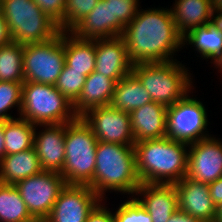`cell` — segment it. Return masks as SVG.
<instances>
[{"instance_id":"1","label":"cell","mask_w":222,"mask_h":222,"mask_svg":"<svg viewBox=\"0 0 222 222\" xmlns=\"http://www.w3.org/2000/svg\"><path fill=\"white\" fill-rule=\"evenodd\" d=\"M121 37L133 65L177 60L173 55L183 47V36L168 8H139Z\"/></svg>"},{"instance_id":"2","label":"cell","mask_w":222,"mask_h":222,"mask_svg":"<svg viewBox=\"0 0 222 222\" xmlns=\"http://www.w3.org/2000/svg\"><path fill=\"white\" fill-rule=\"evenodd\" d=\"M189 144L164 137L134 144L141 183L174 184L187 175Z\"/></svg>"},{"instance_id":"3","label":"cell","mask_w":222,"mask_h":222,"mask_svg":"<svg viewBox=\"0 0 222 222\" xmlns=\"http://www.w3.org/2000/svg\"><path fill=\"white\" fill-rule=\"evenodd\" d=\"M140 184L134 146L98 141L92 190L105 200L110 190L134 196Z\"/></svg>"},{"instance_id":"4","label":"cell","mask_w":222,"mask_h":222,"mask_svg":"<svg viewBox=\"0 0 222 222\" xmlns=\"http://www.w3.org/2000/svg\"><path fill=\"white\" fill-rule=\"evenodd\" d=\"M189 70L172 60L163 63H142L132 66V73L149 92L153 102L172 106L191 92L193 81Z\"/></svg>"},{"instance_id":"5","label":"cell","mask_w":222,"mask_h":222,"mask_svg":"<svg viewBox=\"0 0 222 222\" xmlns=\"http://www.w3.org/2000/svg\"><path fill=\"white\" fill-rule=\"evenodd\" d=\"M97 142L91 128L81 117L66 123L65 162L60 173L66 185L92 186Z\"/></svg>"},{"instance_id":"6","label":"cell","mask_w":222,"mask_h":222,"mask_svg":"<svg viewBox=\"0 0 222 222\" xmlns=\"http://www.w3.org/2000/svg\"><path fill=\"white\" fill-rule=\"evenodd\" d=\"M19 117L35 125L64 124L78 118L73 104L54 85L24 82Z\"/></svg>"},{"instance_id":"7","label":"cell","mask_w":222,"mask_h":222,"mask_svg":"<svg viewBox=\"0 0 222 222\" xmlns=\"http://www.w3.org/2000/svg\"><path fill=\"white\" fill-rule=\"evenodd\" d=\"M3 16L11 41L18 44L49 41L61 32L34 0H4Z\"/></svg>"},{"instance_id":"8","label":"cell","mask_w":222,"mask_h":222,"mask_svg":"<svg viewBox=\"0 0 222 222\" xmlns=\"http://www.w3.org/2000/svg\"><path fill=\"white\" fill-rule=\"evenodd\" d=\"M65 65L64 32L49 41L24 44L25 82L55 85Z\"/></svg>"},{"instance_id":"9","label":"cell","mask_w":222,"mask_h":222,"mask_svg":"<svg viewBox=\"0 0 222 222\" xmlns=\"http://www.w3.org/2000/svg\"><path fill=\"white\" fill-rule=\"evenodd\" d=\"M206 108L203 103L188 94L167 107V137L185 143L197 142L211 135Z\"/></svg>"},{"instance_id":"10","label":"cell","mask_w":222,"mask_h":222,"mask_svg":"<svg viewBox=\"0 0 222 222\" xmlns=\"http://www.w3.org/2000/svg\"><path fill=\"white\" fill-rule=\"evenodd\" d=\"M66 182L60 173L42 171L15 184L32 216H49Z\"/></svg>"},{"instance_id":"11","label":"cell","mask_w":222,"mask_h":222,"mask_svg":"<svg viewBox=\"0 0 222 222\" xmlns=\"http://www.w3.org/2000/svg\"><path fill=\"white\" fill-rule=\"evenodd\" d=\"M81 118L91 128L98 141L134 146L130 113L106 105L89 110Z\"/></svg>"},{"instance_id":"12","label":"cell","mask_w":222,"mask_h":222,"mask_svg":"<svg viewBox=\"0 0 222 222\" xmlns=\"http://www.w3.org/2000/svg\"><path fill=\"white\" fill-rule=\"evenodd\" d=\"M101 201L88 185H66L48 217L51 222H85Z\"/></svg>"},{"instance_id":"13","label":"cell","mask_w":222,"mask_h":222,"mask_svg":"<svg viewBox=\"0 0 222 222\" xmlns=\"http://www.w3.org/2000/svg\"><path fill=\"white\" fill-rule=\"evenodd\" d=\"M222 176V141L207 137L189 144L186 177L209 184Z\"/></svg>"},{"instance_id":"14","label":"cell","mask_w":222,"mask_h":222,"mask_svg":"<svg viewBox=\"0 0 222 222\" xmlns=\"http://www.w3.org/2000/svg\"><path fill=\"white\" fill-rule=\"evenodd\" d=\"M178 194L179 210L203 222H215L217 207L209 193V185L182 178L174 183Z\"/></svg>"},{"instance_id":"15","label":"cell","mask_w":222,"mask_h":222,"mask_svg":"<svg viewBox=\"0 0 222 222\" xmlns=\"http://www.w3.org/2000/svg\"><path fill=\"white\" fill-rule=\"evenodd\" d=\"M39 126L44 129L37 133L35 128L33 147L42 170L61 173L65 162L66 123Z\"/></svg>"},{"instance_id":"16","label":"cell","mask_w":222,"mask_h":222,"mask_svg":"<svg viewBox=\"0 0 222 222\" xmlns=\"http://www.w3.org/2000/svg\"><path fill=\"white\" fill-rule=\"evenodd\" d=\"M95 72L113 79L116 83L132 72L124 39L120 37L96 39Z\"/></svg>"},{"instance_id":"17","label":"cell","mask_w":222,"mask_h":222,"mask_svg":"<svg viewBox=\"0 0 222 222\" xmlns=\"http://www.w3.org/2000/svg\"><path fill=\"white\" fill-rule=\"evenodd\" d=\"M135 195L141 196L135 198L151 215L152 222H167L179 209L174 184L141 183Z\"/></svg>"},{"instance_id":"18","label":"cell","mask_w":222,"mask_h":222,"mask_svg":"<svg viewBox=\"0 0 222 222\" xmlns=\"http://www.w3.org/2000/svg\"><path fill=\"white\" fill-rule=\"evenodd\" d=\"M130 119L135 143L167 137V107L163 104L147 103L133 110Z\"/></svg>"},{"instance_id":"19","label":"cell","mask_w":222,"mask_h":222,"mask_svg":"<svg viewBox=\"0 0 222 222\" xmlns=\"http://www.w3.org/2000/svg\"><path fill=\"white\" fill-rule=\"evenodd\" d=\"M116 82L103 74L93 71L86 77L78 100L73 104L78 117L93 108L110 105Z\"/></svg>"},{"instance_id":"20","label":"cell","mask_w":222,"mask_h":222,"mask_svg":"<svg viewBox=\"0 0 222 222\" xmlns=\"http://www.w3.org/2000/svg\"><path fill=\"white\" fill-rule=\"evenodd\" d=\"M40 160L34 147L5 155L0 161V183L15 185L20 180L42 172Z\"/></svg>"},{"instance_id":"21","label":"cell","mask_w":222,"mask_h":222,"mask_svg":"<svg viewBox=\"0 0 222 222\" xmlns=\"http://www.w3.org/2000/svg\"><path fill=\"white\" fill-rule=\"evenodd\" d=\"M170 10L177 30L182 36L193 28L210 23L212 12L210 0H175Z\"/></svg>"},{"instance_id":"22","label":"cell","mask_w":222,"mask_h":222,"mask_svg":"<svg viewBox=\"0 0 222 222\" xmlns=\"http://www.w3.org/2000/svg\"><path fill=\"white\" fill-rule=\"evenodd\" d=\"M95 47L96 40H84L64 32L65 64L84 76L90 75L95 71Z\"/></svg>"},{"instance_id":"23","label":"cell","mask_w":222,"mask_h":222,"mask_svg":"<svg viewBox=\"0 0 222 222\" xmlns=\"http://www.w3.org/2000/svg\"><path fill=\"white\" fill-rule=\"evenodd\" d=\"M70 33L84 40L111 38L110 2L99 0L93 10Z\"/></svg>"},{"instance_id":"24","label":"cell","mask_w":222,"mask_h":222,"mask_svg":"<svg viewBox=\"0 0 222 222\" xmlns=\"http://www.w3.org/2000/svg\"><path fill=\"white\" fill-rule=\"evenodd\" d=\"M150 102L152 99L149 92L131 72L116 83L110 105L120 111L131 113Z\"/></svg>"},{"instance_id":"25","label":"cell","mask_w":222,"mask_h":222,"mask_svg":"<svg viewBox=\"0 0 222 222\" xmlns=\"http://www.w3.org/2000/svg\"><path fill=\"white\" fill-rule=\"evenodd\" d=\"M191 44L203 59H211L213 63L222 53V32L210 23L193 28L183 36V46Z\"/></svg>"},{"instance_id":"26","label":"cell","mask_w":222,"mask_h":222,"mask_svg":"<svg viewBox=\"0 0 222 222\" xmlns=\"http://www.w3.org/2000/svg\"><path fill=\"white\" fill-rule=\"evenodd\" d=\"M39 125L22 118L4 121L5 155L31 149L34 143V131Z\"/></svg>"},{"instance_id":"27","label":"cell","mask_w":222,"mask_h":222,"mask_svg":"<svg viewBox=\"0 0 222 222\" xmlns=\"http://www.w3.org/2000/svg\"><path fill=\"white\" fill-rule=\"evenodd\" d=\"M23 44L10 41L0 46V81L24 83Z\"/></svg>"},{"instance_id":"28","label":"cell","mask_w":222,"mask_h":222,"mask_svg":"<svg viewBox=\"0 0 222 222\" xmlns=\"http://www.w3.org/2000/svg\"><path fill=\"white\" fill-rule=\"evenodd\" d=\"M31 216L15 185L0 183V222H23Z\"/></svg>"},{"instance_id":"29","label":"cell","mask_w":222,"mask_h":222,"mask_svg":"<svg viewBox=\"0 0 222 222\" xmlns=\"http://www.w3.org/2000/svg\"><path fill=\"white\" fill-rule=\"evenodd\" d=\"M110 2L111 38L120 37L124 28L136 16L139 0H106Z\"/></svg>"},{"instance_id":"30","label":"cell","mask_w":222,"mask_h":222,"mask_svg":"<svg viewBox=\"0 0 222 222\" xmlns=\"http://www.w3.org/2000/svg\"><path fill=\"white\" fill-rule=\"evenodd\" d=\"M86 77L87 76L82 75V72L71 70V68L65 64L54 86L74 104L80 96Z\"/></svg>"},{"instance_id":"31","label":"cell","mask_w":222,"mask_h":222,"mask_svg":"<svg viewBox=\"0 0 222 222\" xmlns=\"http://www.w3.org/2000/svg\"><path fill=\"white\" fill-rule=\"evenodd\" d=\"M99 0H65L63 22L58 26L62 32H70L96 6Z\"/></svg>"},{"instance_id":"32","label":"cell","mask_w":222,"mask_h":222,"mask_svg":"<svg viewBox=\"0 0 222 222\" xmlns=\"http://www.w3.org/2000/svg\"><path fill=\"white\" fill-rule=\"evenodd\" d=\"M22 85L19 82H2L0 81V120H10L14 117L8 113L10 109L18 107L21 110Z\"/></svg>"},{"instance_id":"33","label":"cell","mask_w":222,"mask_h":222,"mask_svg":"<svg viewBox=\"0 0 222 222\" xmlns=\"http://www.w3.org/2000/svg\"><path fill=\"white\" fill-rule=\"evenodd\" d=\"M113 216L115 222H152L151 215L135 196L120 204Z\"/></svg>"},{"instance_id":"34","label":"cell","mask_w":222,"mask_h":222,"mask_svg":"<svg viewBox=\"0 0 222 222\" xmlns=\"http://www.w3.org/2000/svg\"><path fill=\"white\" fill-rule=\"evenodd\" d=\"M36 5L58 26L63 22L65 0H34Z\"/></svg>"},{"instance_id":"35","label":"cell","mask_w":222,"mask_h":222,"mask_svg":"<svg viewBox=\"0 0 222 222\" xmlns=\"http://www.w3.org/2000/svg\"><path fill=\"white\" fill-rule=\"evenodd\" d=\"M102 204V201L88 215L85 222H115L113 212Z\"/></svg>"},{"instance_id":"36","label":"cell","mask_w":222,"mask_h":222,"mask_svg":"<svg viewBox=\"0 0 222 222\" xmlns=\"http://www.w3.org/2000/svg\"><path fill=\"white\" fill-rule=\"evenodd\" d=\"M208 185L211 199L216 207H218L222 204V176Z\"/></svg>"},{"instance_id":"37","label":"cell","mask_w":222,"mask_h":222,"mask_svg":"<svg viewBox=\"0 0 222 222\" xmlns=\"http://www.w3.org/2000/svg\"><path fill=\"white\" fill-rule=\"evenodd\" d=\"M167 222H203L192 215L184 213L182 210L174 212Z\"/></svg>"},{"instance_id":"38","label":"cell","mask_w":222,"mask_h":222,"mask_svg":"<svg viewBox=\"0 0 222 222\" xmlns=\"http://www.w3.org/2000/svg\"><path fill=\"white\" fill-rule=\"evenodd\" d=\"M11 41L10 34L7 29V24L3 14H0V46Z\"/></svg>"},{"instance_id":"39","label":"cell","mask_w":222,"mask_h":222,"mask_svg":"<svg viewBox=\"0 0 222 222\" xmlns=\"http://www.w3.org/2000/svg\"><path fill=\"white\" fill-rule=\"evenodd\" d=\"M210 24L222 32V10H212Z\"/></svg>"},{"instance_id":"40","label":"cell","mask_w":222,"mask_h":222,"mask_svg":"<svg viewBox=\"0 0 222 222\" xmlns=\"http://www.w3.org/2000/svg\"><path fill=\"white\" fill-rule=\"evenodd\" d=\"M5 156L4 121L0 120V161Z\"/></svg>"},{"instance_id":"41","label":"cell","mask_w":222,"mask_h":222,"mask_svg":"<svg viewBox=\"0 0 222 222\" xmlns=\"http://www.w3.org/2000/svg\"><path fill=\"white\" fill-rule=\"evenodd\" d=\"M23 222H51L48 216H31Z\"/></svg>"},{"instance_id":"42","label":"cell","mask_w":222,"mask_h":222,"mask_svg":"<svg viewBox=\"0 0 222 222\" xmlns=\"http://www.w3.org/2000/svg\"><path fill=\"white\" fill-rule=\"evenodd\" d=\"M215 68H219L220 73L222 72V53L213 62ZM217 66V67H216Z\"/></svg>"},{"instance_id":"43","label":"cell","mask_w":222,"mask_h":222,"mask_svg":"<svg viewBox=\"0 0 222 222\" xmlns=\"http://www.w3.org/2000/svg\"><path fill=\"white\" fill-rule=\"evenodd\" d=\"M215 222H222V204L217 207Z\"/></svg>"},{"instance_id":"44","label":"cell","mask_w":222,"mask_h":222,"mask_svg":"<svg viewBox=\"0 0 222 222\" xmlns=\"http://www.w3.org/2000/svg\"><path fill=\"white\" fill-rule=\"evenodd\" d=\"M4 0H0V14H3Z\"/></svg>"}]
</instances>
